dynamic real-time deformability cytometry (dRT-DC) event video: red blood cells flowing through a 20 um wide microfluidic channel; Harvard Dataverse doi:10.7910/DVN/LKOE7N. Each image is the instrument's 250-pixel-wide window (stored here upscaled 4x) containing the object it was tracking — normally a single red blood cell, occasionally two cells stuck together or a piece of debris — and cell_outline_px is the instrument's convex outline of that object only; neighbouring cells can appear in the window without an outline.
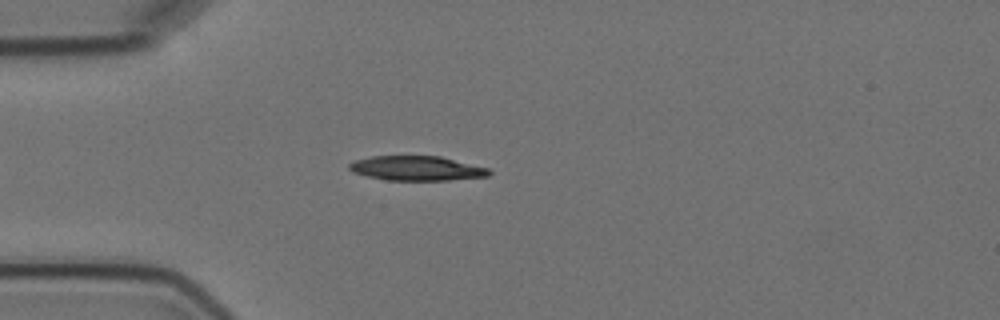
{"species": "Egyptian fruit bat (a non-hibernating species)", "species_latin": "Rousettus aegyptiacus", "temperature_condition": "cold", "stored_images_in_passage": 5, "camera_frame_rate_fps": 3000, "um_per_image_px": 0.085, "animal": {"sex": "female"}, "frame": {"image": 1, "passage_image": 5, "time_ms": 4.667, "image_size_px": [1000, 320], "cell_outline_px": [[492, 172], [488, 176], [448, 180], [388, 180], [368, 176], [352, 172], [348, 168], [348, 164], [356, 160], [372, 156], [440, 156], [488, 168]], "centroid_in_image_um": [35.41, 14.3], "position_along_channel_um": 49.6, "area_um2": 19.88}}